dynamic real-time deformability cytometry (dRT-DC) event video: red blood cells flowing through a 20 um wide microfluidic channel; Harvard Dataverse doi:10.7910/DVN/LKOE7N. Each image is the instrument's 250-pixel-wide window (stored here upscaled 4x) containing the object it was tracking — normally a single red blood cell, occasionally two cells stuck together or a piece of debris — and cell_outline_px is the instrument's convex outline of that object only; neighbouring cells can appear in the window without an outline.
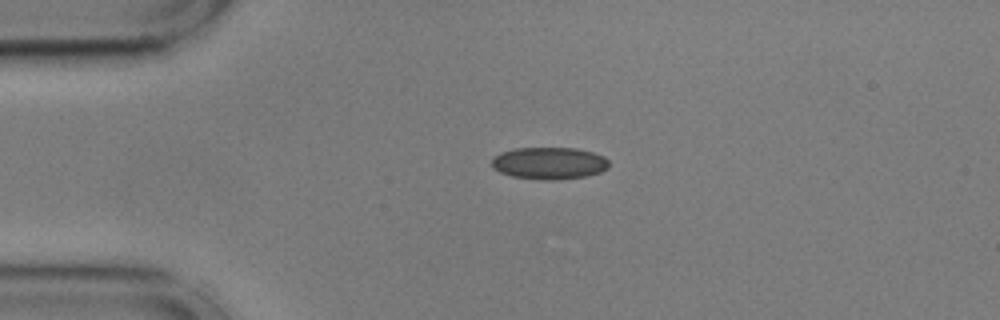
{"species": "common noctule bat (a hibernating species)", "species_latin": "Nyctalus noctula", "temperature_condition": "cold", "stored_images_in_passage": 23, "camera_frame_rate_fps": 3000, "um_per_image_px": 0.085, "animal": {"sex": "male", "body_mass_g": 17.9, "forearm_length_mm": 54.2}, "frame": {"image": 1, "passage_image": 1, "time_ms": 0.0, "image_size_px": [1000, 320], "cell_outline_px": [[608, 168], [600, 172], [584, 176], [556, 180], [540, 180], [512, 176], [500, 172], [492, 168], [492, 156], [500, 152], [516, 148], [576, 148], [592, 152], [604, 156], [608, 160]], "centroid_in_image_um": [46.65, 13.87], "position_along_channel_um": 38.3, "area_um2": 22.02}}